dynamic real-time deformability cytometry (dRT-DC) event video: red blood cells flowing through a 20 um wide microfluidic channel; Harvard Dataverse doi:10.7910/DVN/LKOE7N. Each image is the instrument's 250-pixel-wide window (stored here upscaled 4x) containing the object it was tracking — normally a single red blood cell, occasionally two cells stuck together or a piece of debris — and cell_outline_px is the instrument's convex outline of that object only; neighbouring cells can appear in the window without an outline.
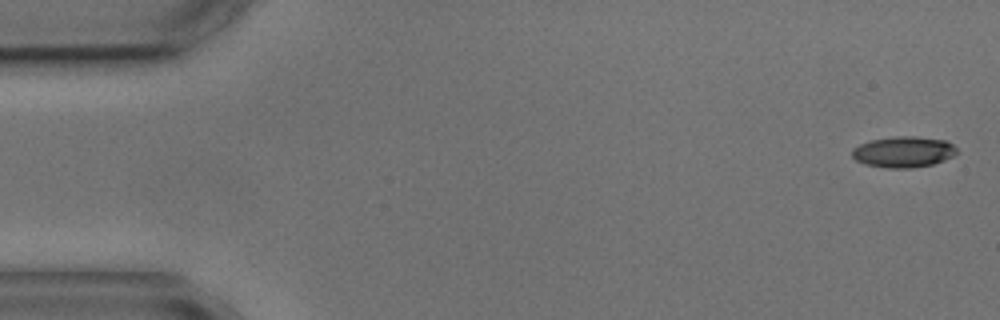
{"species": "common noctule bat (a hibernating species)", "species_latin": "Nyctalus noctula", "temperature_condition": "cold", "stored_images_in_passage": 5, "camera_frame_rate_fps": 3000, "um_per_image_px": 0.085, "animal": {"sex": "male", "body_mass_g": 17.9, "forearm_length_mm": 54.2}, "frame": {"image": 1, "passage_image": 1, "time_ms": 0.0, "image_size_px": [1000, 320], "cell_outline_px": [[956, 152], [952, 156], [944, 160], [932, 164], [912, 168], [888, 168], [864, 164], [856, 160], [852, 156], [852, 148], [860, 144], [872, 140], [896, 136], [912, 136], [948, 140], [956, 148]], "centroid_in_image_um": [76.79, 12.91], "position_along_channel_um": 8.2, "area_um2": 18.84}}
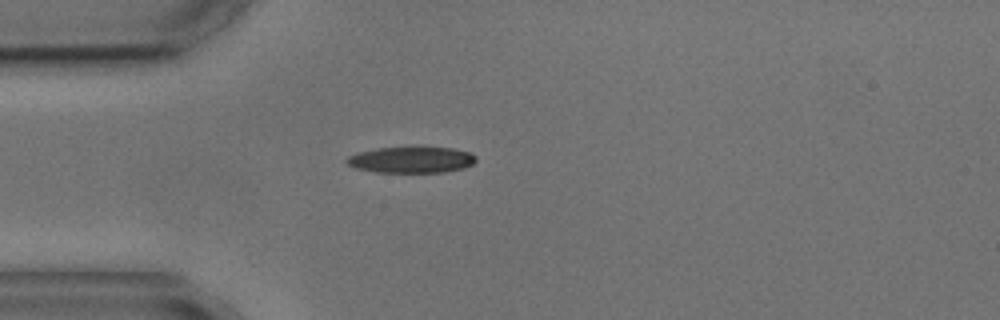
{"frame": {"image": 2, "passage_image": 4, "time_ms": 4.333, "image_size_px": [1000, 320], "cell_outline_px": [[476, 160], [472, 164], [464, 168], [444, 172], [376, 172], [356, 168], [348, 164], [344, 160], [348, 156], [356, 152], [376, 148], [416, 144], [420, 144], [452, 148], [468, 152], [476, 156]], "centroid_in_image_um": [34.95, 13.53], "position_along_channel_um": 50.0, "area_um2": 20.69}}